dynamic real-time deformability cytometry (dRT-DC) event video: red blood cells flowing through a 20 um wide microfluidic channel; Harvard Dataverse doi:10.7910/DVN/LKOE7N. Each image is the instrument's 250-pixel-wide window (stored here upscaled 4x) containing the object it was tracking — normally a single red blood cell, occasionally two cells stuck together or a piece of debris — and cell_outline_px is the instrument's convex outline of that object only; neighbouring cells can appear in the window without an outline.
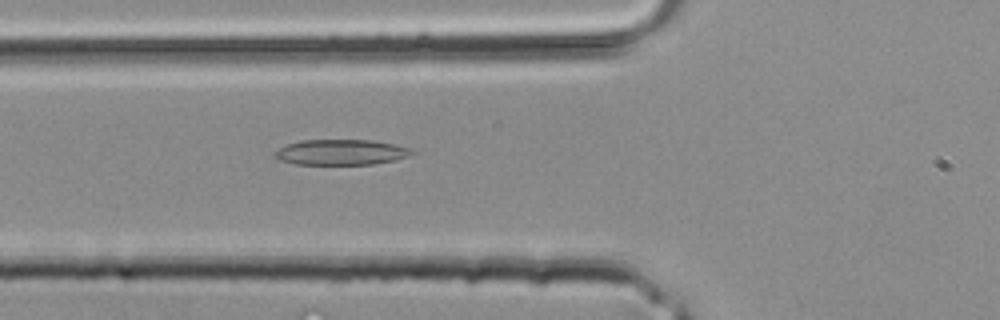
{"species": "common noctule bat (a hibernating species)", "species_latin": "Nyctalus noctula", "temperature_condition": "room temperature", "stored_images_in_passage": 25, "camera_frame_rate_fps": 3000, "um_per_image_px": 0.085, "animal": {"sex": "male", "body_mass_g": 20.4}, "frame": {"image": 1, "passage_image": 3, "time_ms": 0.667, "image_size_px": [1000, 320], "cell_outline_px": [[416, 152], [408, 156], [396, 160], [372, 164], [296, 164], [280, 160], [272, 152], [288, 144], [300, 140], [372, 140], [396, 144], [408, 148]], "centroid_in_image_um": [29.01, 12.93], "position_along_channel_um": 96.8, "area_um2": 20.29}}
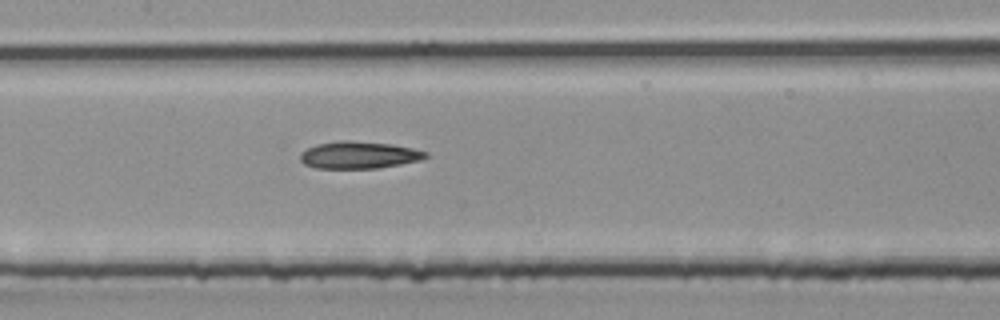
{"frame": {"image": 2, "passage_image": 7, "time_ms": 2.0, "image_size_px": [1000, 320], "cell_outline_px": [[428, 156], [420, 160], [400, 164], [376, 168], [316, 168], [304, 164], [300, 160], [300, 152], [316, 144], [340, 140], [348, 140], [392, 144], [412, 148], [428, 152]], "centroid_in_image_um": [30.49, 13.17], "position_along_channel_um": 176.9, "area_um2": 19.83}}
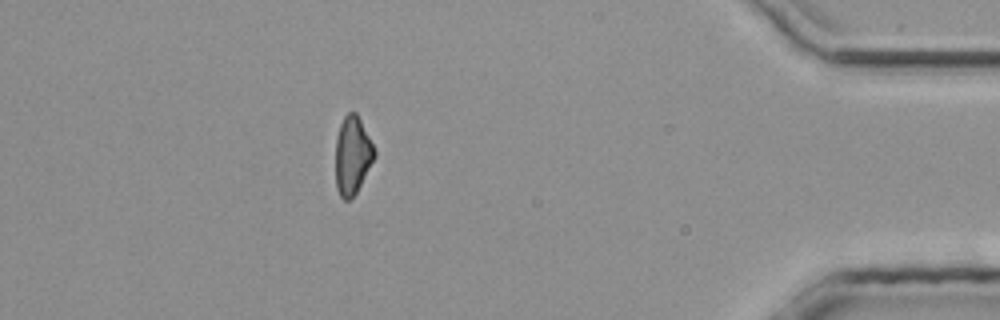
{"frame": {"image": 3, "passage_image": 21, "time_ms": 6.667, "image_size_px": [1000, 320], "cell_outline_px": [[376, 156], [356, 192], [348, 200], [344, 200], [340, 196], [336, 188], [336, 136], [340, 124], [344, 116], [348, 112], [356, 112], [376, 152]], "centroid_in_image_um": [29.94, 13.2], "position_along_channel_um": 405.3, "area_um2": 17.46}}